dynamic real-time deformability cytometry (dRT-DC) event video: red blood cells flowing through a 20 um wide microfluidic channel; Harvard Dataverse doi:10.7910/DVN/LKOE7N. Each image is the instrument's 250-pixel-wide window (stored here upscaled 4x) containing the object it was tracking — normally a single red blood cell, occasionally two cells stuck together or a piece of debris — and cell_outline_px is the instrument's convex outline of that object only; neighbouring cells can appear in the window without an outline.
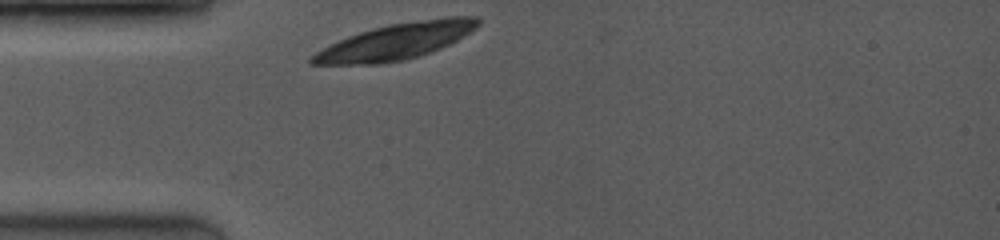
{"species": "common noctule bat (a hibernating species)", "species_latin": "Nyctalus noctula", "temperature_condition": "room temperature", "stored_images_in_passage": 1, "camera_frame_rate_fps": 3500, "um_per_image_px": 0.085, "animal": {"sex": "female", "body_mass_g": 19.0, "forearm_length_mm": 53.3}, "frame": {"image": 1, "passage_image": 1, "time_ms": 0.0, "image_size_px": [1000, 240], "cell_outline_px": [[480, 24], [476, 28], [456, 40], [440, 48], [416, 56], [400, 60], [380, 64], [308, 64], [308, 56], [348, 36], [372, 28], [388, 24], [444, 16], [476, 16], [480, 20]], "centroid_in_image_um": [33.64, 3.5], "position_along_channel_um": 51.4, "area_um2": 34.56}}